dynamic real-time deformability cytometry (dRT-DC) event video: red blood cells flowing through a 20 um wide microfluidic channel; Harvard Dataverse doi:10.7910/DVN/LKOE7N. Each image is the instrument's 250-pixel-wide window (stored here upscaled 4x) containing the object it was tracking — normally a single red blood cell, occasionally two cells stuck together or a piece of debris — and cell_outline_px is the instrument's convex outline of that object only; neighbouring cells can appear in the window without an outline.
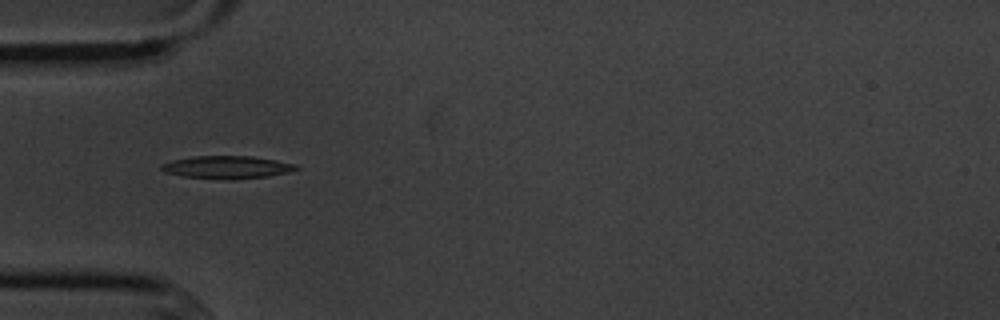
{"species": "common noctule bat (a hibernating species)", "species_latin": "Nyctalus noctula", "temperature_condition": "cold", "stored_images_in_passage": 3, "camera_frame_rate_fps": 3000, "um_per_image_px": 0.085, "animal": {"sex": "male", "body_mass_g": 20.1, "forearm_length_mm": 53.5}, "frame": {"image": 1, "passage_image": 3, "time_ms": 2.333, "image_size_px": [1000, 320], "cell_outline_px": [[300, 168], [288, 172], [268, 176], [232, 180], [184, 176], [164, 172], [160, 168], [160, 164], [172, 160], [192, 156], [252, 156], [276, 160], [296, 164]], "centroid_in_image_um": [19.28, 14.21], "position_along_channel_um": 65.7, "area_um2": 17.86}}